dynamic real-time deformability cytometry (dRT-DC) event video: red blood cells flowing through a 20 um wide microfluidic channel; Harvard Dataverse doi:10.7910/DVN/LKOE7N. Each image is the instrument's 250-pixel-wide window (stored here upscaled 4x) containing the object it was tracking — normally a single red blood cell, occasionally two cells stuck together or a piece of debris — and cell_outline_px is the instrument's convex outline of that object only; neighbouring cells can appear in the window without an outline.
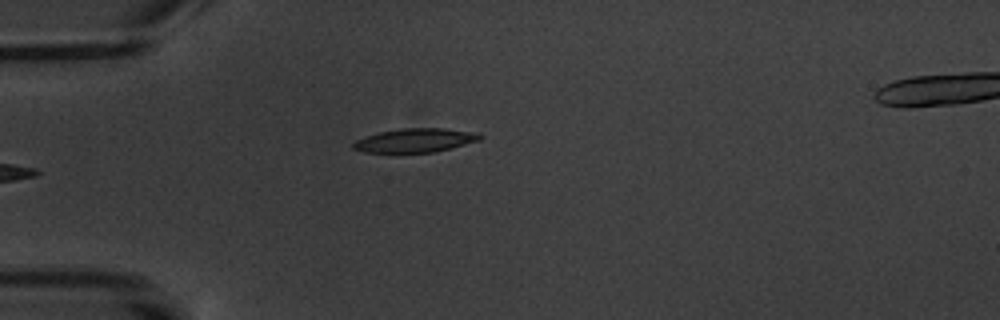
{"species": "common noctule bat (a hibernating species)", "species_latin": "Nyctalus noctula", "temperature_condition": "warm", "stored_images_in_passage": 6, "camera_frame_rate_fps": 3000, "um_per_image_px": 0.085, "animal": {"sex": "male", "body_mass_g": 20.1, "forearm_length_mm": 53.5}, "frame": {"image": 1, "passage_image": 6, "time_ms": 6.0, "image_size_px": [1000, 320], "cell_outline_px": [[484, 136], [480, 140], [436, 152], [364, 152], [352, 148], [352, 144], [356, 140], [380, 132], [400, 128], [444, 128], [480, 132]], "centroid_in_image_um": [35.36, 11.92], "position_along_channel_um": 49.6, "area_um2": 17.63}}